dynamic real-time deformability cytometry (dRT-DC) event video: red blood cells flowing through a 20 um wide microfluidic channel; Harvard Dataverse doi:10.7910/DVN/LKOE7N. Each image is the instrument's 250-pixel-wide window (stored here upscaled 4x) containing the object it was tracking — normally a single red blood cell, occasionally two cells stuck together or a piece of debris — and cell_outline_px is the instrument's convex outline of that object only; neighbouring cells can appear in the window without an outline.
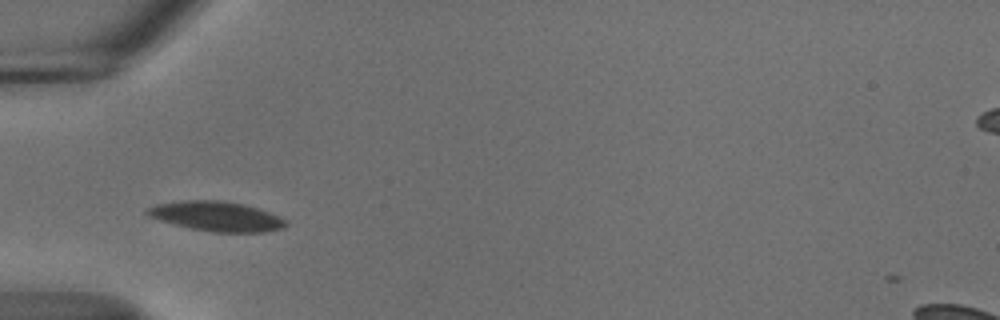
{"species": "common noctule bat (a hibernating species)", "species_latin": "Nyctalus noctula", "temperature_condition": "cold", "stored_images_in_passage": 38, "camera_frame_rate_fps": 3000, "um_per_image_px": 0.085, "animal": {"sex": "male", "body_mass_g": 18.8}, "frame": {"image": 1, "passage_image": 1, "time_ms": 0.0, "image_size_px": [1000, 320], "cell_outline_px": [[288, 224], [284, 228], [264, 232], [212, 232], [192, 228], [176, 224], [148, 216], [144, 212], [144, 208], [156, 204], [184, 200], [216, 200], [240, 204], [256, 208], [280, 216], [288, 220]], "centroid_in_image_um": [18.41, 18.39], "position_along_channel_um": 66.6, "area_um2": 23.81}}
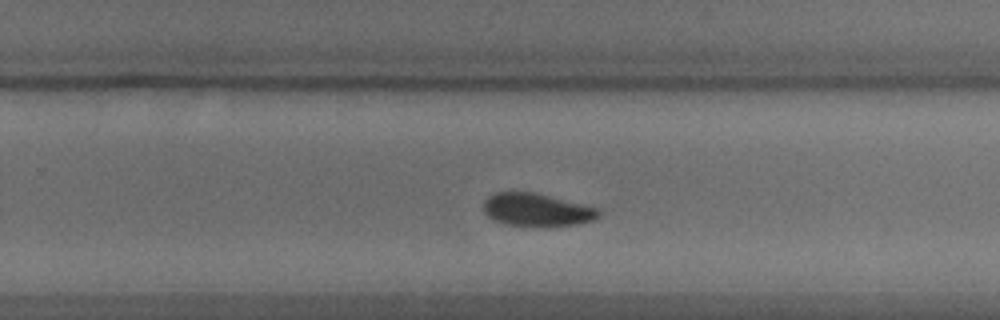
{"frame": {"image": 2, "passage_image": 19, "time_ms": 6.0, "image_size_px": [1000, 320], "cell_outline_px": [[600, 216], [592, 220], [576, 224], [544, 228], [536, 228], [508, 224], [496, 220], [488, 216], [484, 212], [484, 204], [488, 196], [496, 192], [532, 192], [600, 208]], "centroid_in_image_um": [45.65, 17.86], "position_along_channel_um": 284.1, "area_um2": 22.25}}
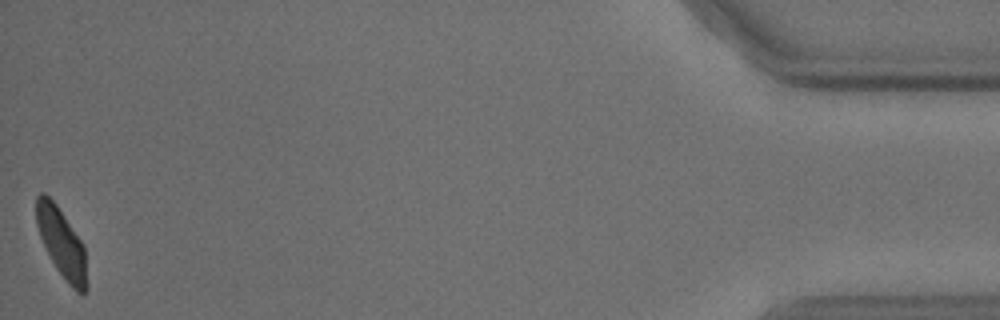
{"frame": {"image": 3, "passage_image": 38, "time_ms": 12.333, "image_size_px": [1000, 320], "cell_outline_px": [[88, 288], [84, 296], [76, 292], [68, 284], [56, 268], [40, 236], [36, 224], [36, 196], [40, 192], [44, 192], [56, 204], [84, 244], [88, 284]], "centroid_in_image_um": [5.27, 20.7], "position_along_channel_um": 429.9, "area_um2": 20.52}, "authors_computed_cell_mechanics": {"area_um2": 22.4553, "velocity_mm_per_s": 3.6537, "shape_relaxation_time_tau1_ms": 3.2147, "shape_relaxation_time_tau2_ms": null, "deformation_change_tau1": 0.0858, "deformation_change_tau2": null}}